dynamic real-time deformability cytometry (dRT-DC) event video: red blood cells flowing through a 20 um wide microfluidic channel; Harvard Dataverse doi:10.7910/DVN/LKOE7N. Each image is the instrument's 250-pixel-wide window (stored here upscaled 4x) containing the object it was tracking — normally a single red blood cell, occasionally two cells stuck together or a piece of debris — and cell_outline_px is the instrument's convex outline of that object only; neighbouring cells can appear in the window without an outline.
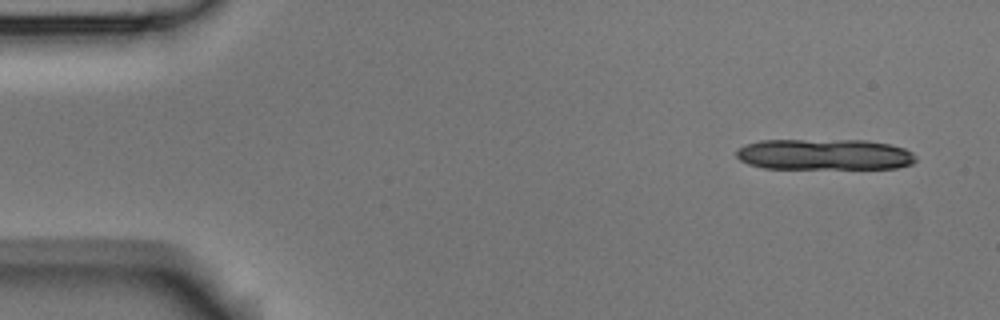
{"species": "Egyptian fruit bat (a non-hibernating species)", "species_latin": "Rousettus aegyptiacus", "temperature_condition": "room temperature", "stored_images_in_passage": 5, "camera_frame_rate_fps": 3000, "um_per_image_px": 0.085, "animal": {"sex": "male"}, "frame": {"image": 1, "passage_image": 1, "time_ms": 0.0, "image_size_px": [1000, 320], "cell_outline_px": [[916, 160], [912, 164], [896, 168], [764, 168], [748, 164], [740, 160], [736, 156], [736, 148], [744, 144], [760, 140], [864, 140], [888, 144], [904, 148], [912, 152], [916, 156]], "centroid_in_image_um": [70.04, 13.12], "position_along_channel_um": 15.0, "area_um2": 32.54}}
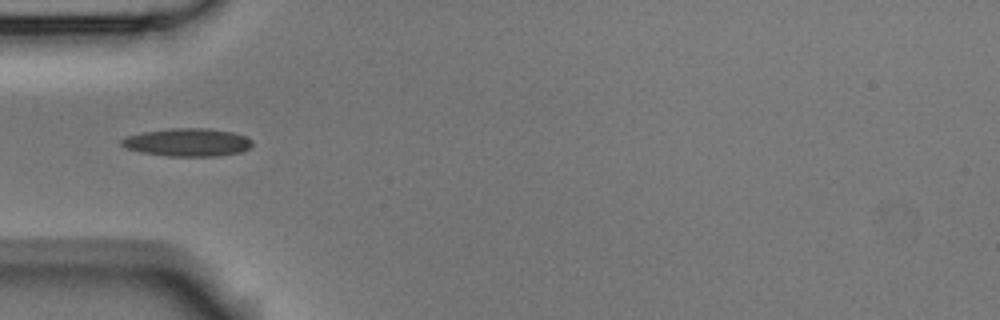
{"frame": {"image": 2, "passage_image": 5, "time_ms": 1.333, "image_size_px": [1000, 320], "cell_outline_px": [[252, 144], [248, 148], [240, 152], [216, 156], [168, 156], [144, 152], [128, 148], [120, 144], [120, 140], [128, 136], [144, 132], [172, 128], [208, 128], [232, 132], [244, 136], [252, 140]], "centroid_in_image_um": [15.96, 12.09], "position_along_channel_um": 69.0, "area_um2": 20.98}}